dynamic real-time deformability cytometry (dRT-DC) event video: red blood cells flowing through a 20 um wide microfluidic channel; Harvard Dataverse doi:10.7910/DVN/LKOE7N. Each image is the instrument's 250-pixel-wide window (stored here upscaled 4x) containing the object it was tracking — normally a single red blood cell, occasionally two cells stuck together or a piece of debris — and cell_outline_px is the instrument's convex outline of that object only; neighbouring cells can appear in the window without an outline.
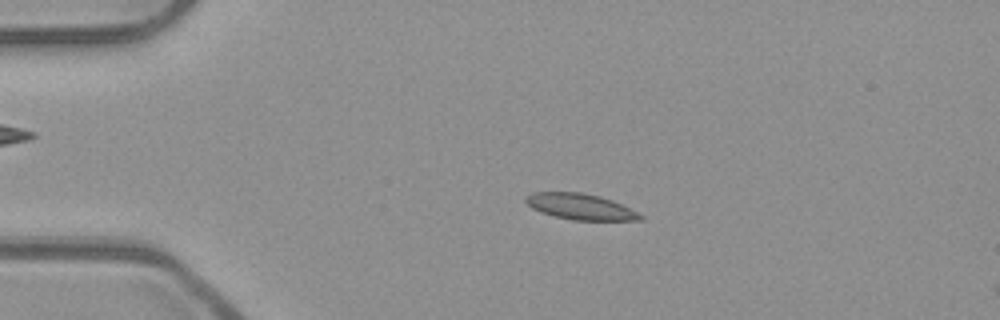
{"species": "common noctule bat (a hibernating species)", "species_latin": "Nyctalus noctula", "temperature_condition": "room temperature", "stored_images_in_passage": 52, "camera_frame_rate_fps": 3000, "um_per_image_px": 0.085, "animal": {"sex": "male", "body_mass_g": 23.1, "forearm_length_mm": 52.7}, "frame": {"image": 1, "passage_image": 11, "time_ms": 3.333, "image_size_px": [1000, 320], "cell_outline_px": [[644, 220], [572, 220], [540, 212], [532, 208], [524, 200], [524, 196], [532, 192], [580, 192], [600, 196], [612, 200], [644, 216]], "centroid_in_image_um": [49.3, 17.56], "position_along_channel_um": 35.7, "area_um2": 17.22}}
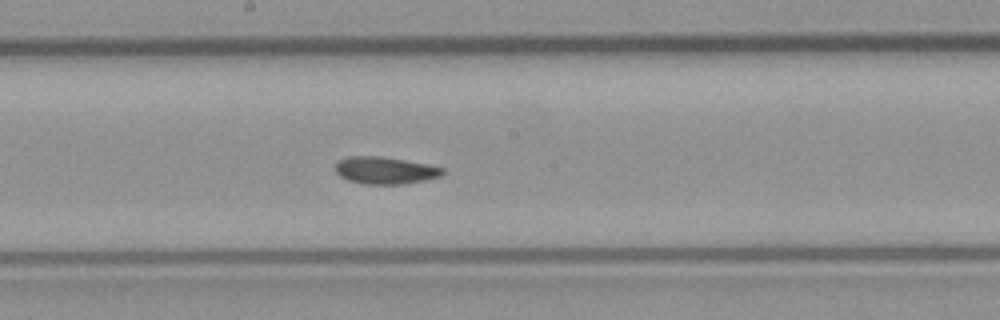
{"frame": {"image": 2, "passage_image": 28, "time_ms": 9.0, "image_size_px": [1000, 320], "cell_outline_px": [[444, 172], [440, 176], [424, 180], [404, 184], [364, 184], [348, 180], [340, 176], [336, 172], [336, 160], [348, 156], [380, 156], [428, 164], [444, 168]], "centroid_in_image_um": [32.71, 14.48], "position_along_channel_um": 215.5, "area_um2": 16.99}}
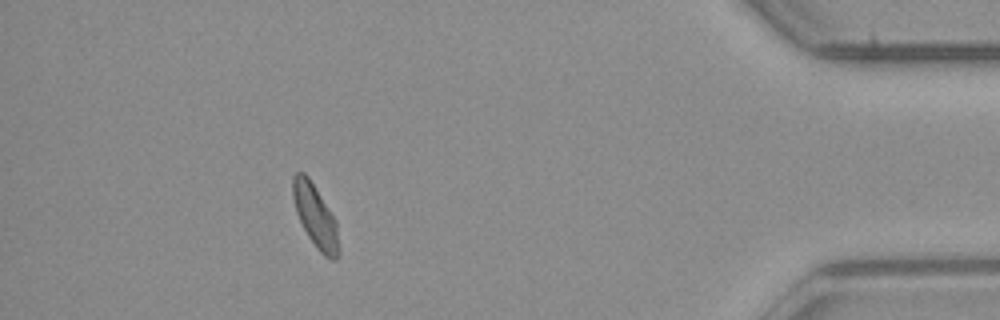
{"frame": {"image": 3, "passage_image": 47, "time_ms": 15.333, "image_size_px": [1000, 320], "cell_outline_px": [[340, 256], [336, 260], [332, 260], [324, 256], [316, 248], [308, 236], [296, 212], [292, 196], [292, 176], [296, 172], [304, 172], [308, 176], [336, 220], [340, 248]], "centroid_in_image_um": [26.82, 18.4], "position_along_channel_um": 408.4, "area_um2": 16.94}, "authors_computed_cell_mechanics": {"area_um2": 17.0799, "velocity_mm_per_s": 3.9203, "shape_relaxation_time_tau1_ms": 5.4056, "shape_relaxation_time_tau2_ms": 2.5711, "deformation_change_tau1": 0.1164, "deformation_change_tau2": 0.0488}}